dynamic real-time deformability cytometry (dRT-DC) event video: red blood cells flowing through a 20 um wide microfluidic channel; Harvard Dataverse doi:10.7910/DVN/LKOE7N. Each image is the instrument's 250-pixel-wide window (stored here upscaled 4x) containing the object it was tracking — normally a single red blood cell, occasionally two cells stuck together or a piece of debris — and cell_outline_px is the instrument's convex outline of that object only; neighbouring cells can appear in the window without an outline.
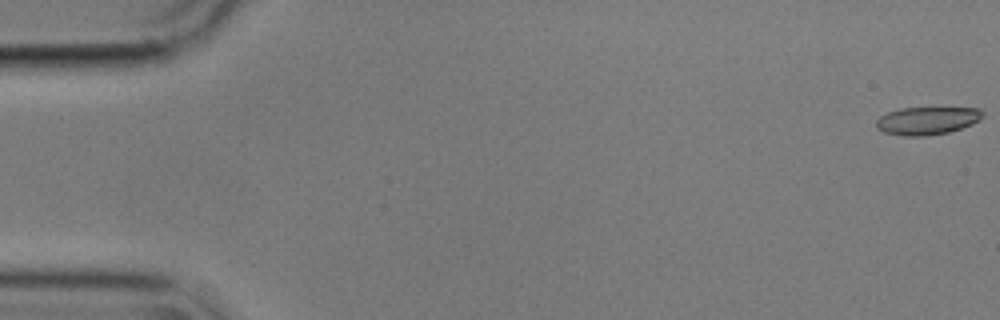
{"species": "common noctule bat (a hibernating species)", "species_latin": "Nyctalus noctula", "temperature_condition": "cold", "stored_images_in_passage": 56, "camera_frame_rate_fps": 3000, "um_per_image_px": 0.085, "animal": {"sex": "male", "body_mass_g": 17.9}, "frame": {"image": 1, "passage_image": 1, "time_ms": 0.0, "image_size_px": [1000, 320], "cell_outline_px": [[984, 116], [980, 120], [972, 124], [948, 132], [924, 136], [904, 136], [884, 132], [876, 128], [876, 120], [880, 116], [888, 112], [900, 108], [980, 108], [984, 112]], "centroid_in_image_um": [78.81, 10.25], "position_along_channel_um": 6.2, "area_um2": 17.28}}
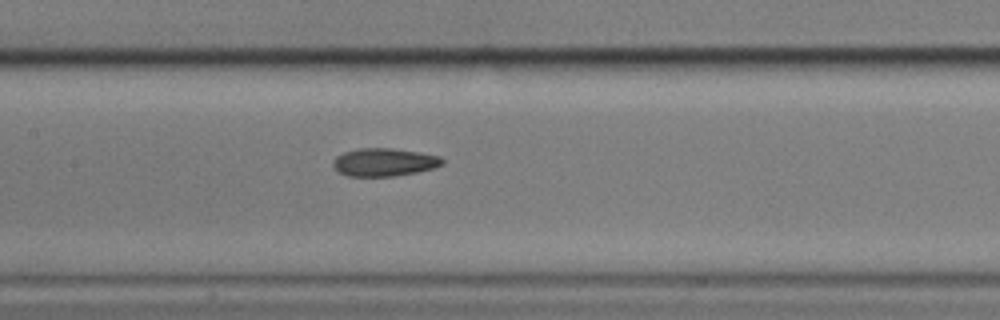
{"frame": {"image": 2, "passage_image": 27, "time_ms": 8.667, "image_size_px": [1000, 320], "cell_outline_px": [[444, 164], [432, 168], [416, 172], [396, 176], [348, 176], [336, 172], [332, 164], [332, 160], [336, 156], [344, 152], [360, 148], [392, 148], [440, 156], [444, 160]], "centroid_in_image_um": [32.61, 13.79], "position_along_channel_um": 174.8, "area_um2": 17.86}}
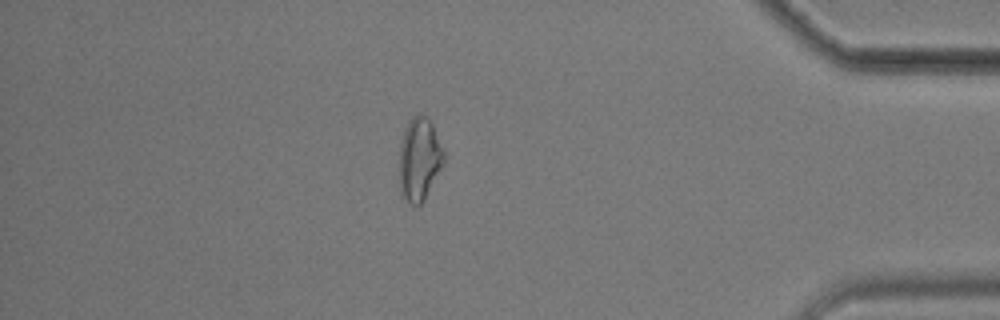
{"frame": {"image": 3, "passage_image": 49, "time_ms": 16.0, "image_size_px": [1000, 320], "cell_outline_px": [[444, 164], [424, 200], [416, 208], [400, 192], [400, 140], [404, 128], [408, 120], [412, 116], [424, 116], [432, 124], [444, 152]], "centroid_in_image_um": [35.64, 13.54], "position_along_channel_um": 399.6, "area_um2": 21.39}, "authors_computed_cell_mechanics": {"area_um2": 18.4093, "velocity_mm_per_s": 3.5713, "shape_relaxation_time_tau1_ms": 4.6495, "shape_relaxation_time_tau2_ms": 3.4139, "deformation_change_tau1": 0.1366, "deformation_change_tau2": 0.1105}}